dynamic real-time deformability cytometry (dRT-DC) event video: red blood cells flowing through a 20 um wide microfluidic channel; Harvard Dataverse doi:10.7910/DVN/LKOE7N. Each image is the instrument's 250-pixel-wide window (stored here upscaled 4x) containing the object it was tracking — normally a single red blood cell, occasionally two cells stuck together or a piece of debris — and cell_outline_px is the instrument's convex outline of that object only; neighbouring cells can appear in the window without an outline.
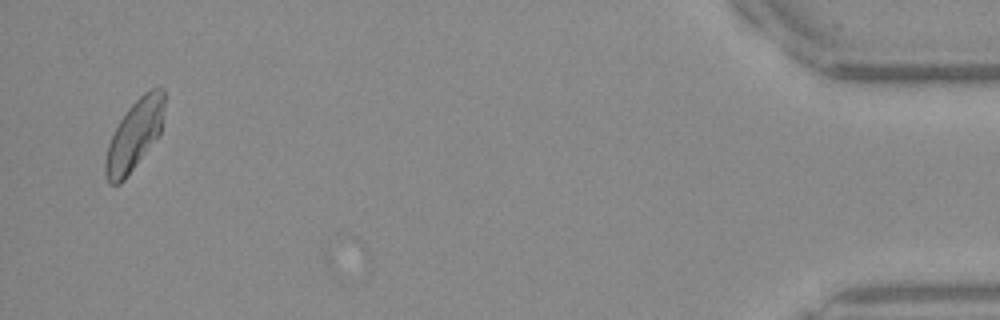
{"species": "Egyptian fruit bat (a non-hibernating species)", "species_latin": "Rousettus aegyptiacus", "temperature_condition": "warm", "stored_images_in_passage": 43, "segment_of_instrument_passage": [2, 2], "camera_frame_rate_fps": 3000, "um_per_image_px": 0.085, "frame": {"image": 1, "passage_image": 42, "time_ms": 13.667, "image_size_px": [1000, 320], "cell_outline_px": [[164, 104], [160, 136], [124, 180], [120, 184], [108, 184], [104, 172], [104, 160], [108, 144], [120, 120], [128, 108], [144, 92], [160, 84], [164, 88]], "centroid_in_image_um": [11.44, 11.48], "position_along_channel_um": 423.8, "area_um2": 24.28}}